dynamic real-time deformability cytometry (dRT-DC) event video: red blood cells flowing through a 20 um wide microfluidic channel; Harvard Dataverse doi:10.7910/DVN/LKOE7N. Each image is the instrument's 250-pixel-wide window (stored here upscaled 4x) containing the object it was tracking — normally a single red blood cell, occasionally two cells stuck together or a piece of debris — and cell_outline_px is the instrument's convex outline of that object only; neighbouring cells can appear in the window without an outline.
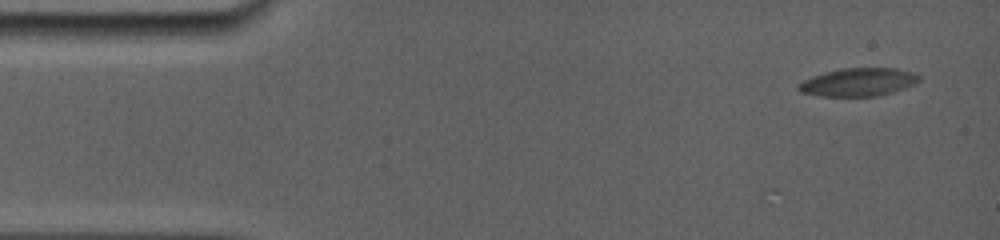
{"species": "common noctule bat (a hibernating species)", "species_latin": "Nyctalus noctula", "temperature_condition": "room temperature", "stored_images_in_passage": 3, "camera_frame_rate_fps": 5000, "um_per_image_px": 0.085, "animal": {"sex": "female", "body_mass_g": 19.0, "forearm_length_mm": 56.7}, "frame": {"image": 1, "passage_image": 3, "time_ms": 1.6, "image_size_px": [1000, 240], "cell_outline_px": [[920, 80], [904, 88], [892, 92], [876, 96], [820, 96], [800, 92], [796, 88], [796, 84], [812, 76], [824, 72], [844, 68], [896, 68], [912, 72], [920, 76]], "centroid_in_image_um": [72.91, 6.98], "position_along_channel_um": 12.1, "area_um2": 19.71}}